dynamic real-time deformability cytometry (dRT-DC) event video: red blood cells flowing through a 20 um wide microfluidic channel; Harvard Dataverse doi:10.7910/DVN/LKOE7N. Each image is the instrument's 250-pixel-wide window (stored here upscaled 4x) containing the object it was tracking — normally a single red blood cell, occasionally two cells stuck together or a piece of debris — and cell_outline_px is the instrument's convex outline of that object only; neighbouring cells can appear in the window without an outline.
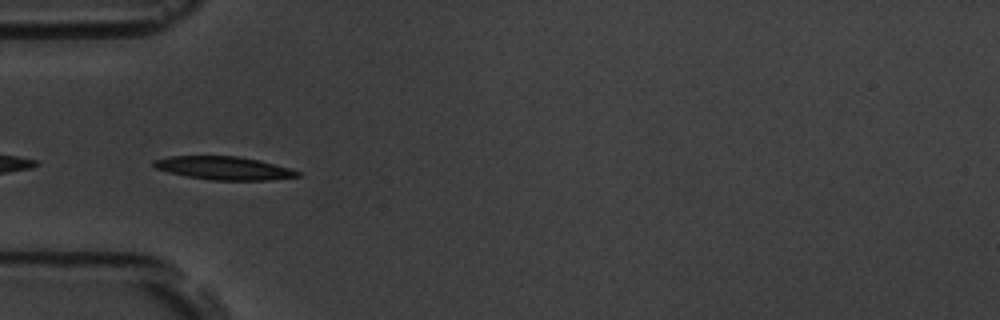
{"species": "common noctule bat (a hibernating species)", "species_latin": "Nyctalus noctula", "temperature_condition": "room temperature", "stored_images_in_passage": 42, "camera_frame_rate_fps": 3000, "um_per_image_px": 0.085, "animal": {"sex": "male", "body_mass_g": 19.5, "forearm_length_mm": 54.6}, "frame": {"image": 1, "passage_image": 5, "time_ms": 1.333, "image_size_px": [1000, 320], "cell_outline_px": [[304, 176], [268, 180], [212, 180], [188, 176], [168, 172], [156, 168], [152, 164], [152, 160], [168, 156], [236, 156], [260, 160], [288, 168], [300, 172]], "centroid_in_image_um": [19.03, 14.29], "position_along_channel_um": 66.0, "area_um2": 19.42}}
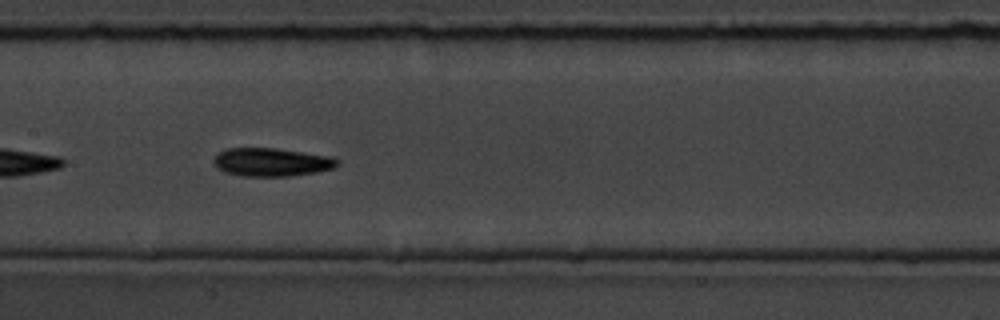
{"frame": {"image": 2, "passage_image": 15, "time_ms": 4.667, "image_size_px": [1000, 320], "cell_outline_px": [[340, 164], [336, 168], [316, 172], [288, 176], [240, 176], [224, 172], [216, 168], [212, 164], [212, 160], [224, 148], [276, 148], [332, 156], [340, 160]], "centroid_in_image_um": [23.09, 13.78], "position_along_channel_um": 184.3, "area_um2": 20.75}}
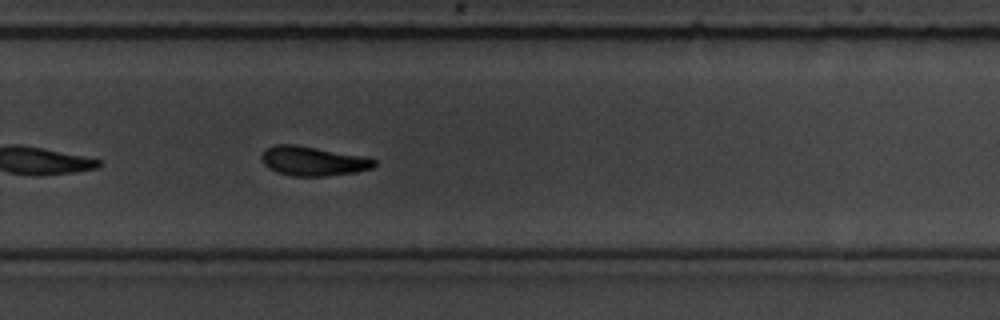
{"frame": {"image": 3, "passage_image": 25, "time_ms": 8.0, "image_size_px": [1000, 320], "cell_outline_px": [[376, 164], [372, 168], [356, 172], [324, 176], [292, 176], [276, 172], [268, 168], [260, 160], [260, 156], [268, 148], [276, 144], [296, 144], [368, 156], [376, 160]], "centroid_in_image_um": [26.63, 13.68], "position_along_channel_um": 303.2, "area_um2": 19.59}, "authors_computed_cell_mechanics": {"area_um2": 19.6809, "velocity_mm_per_s": 3.5803, "shape_relaxation_time_tau1_ms": 3.2117, "shape_relaxation_time_tau2_ms": 5.1624, "deformation_change_tau1": 0.1388, "deformation_change_tau2": 0.1047}}